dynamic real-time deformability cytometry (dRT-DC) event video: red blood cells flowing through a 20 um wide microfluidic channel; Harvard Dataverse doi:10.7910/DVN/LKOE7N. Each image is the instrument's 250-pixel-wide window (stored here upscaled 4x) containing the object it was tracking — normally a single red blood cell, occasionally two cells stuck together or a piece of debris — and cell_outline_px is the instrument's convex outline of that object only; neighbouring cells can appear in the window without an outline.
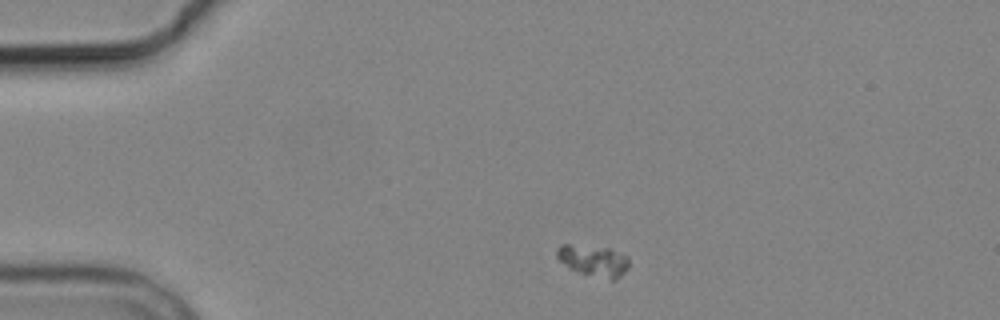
{"species": "common noctule bat (a hibernating species)", "species_latin": "Nyctalus noctula", "temperature_condition": "cold", "stored_images_in_passage": 6, "camera_frame_rate_fps": 3000, "um_per_image_px": 0.085, "animal": {"sex": "male", "body_mass_g": 19.2, "forearm_length_mm": 51.8}, "frame": {"image": 1, "passage_image": 1, "time_ms": 0.0, "image_size_px": [1000, 320], "cell_outline_px": [[628, 268], [616, 280], [612, 280], [580, 272], [568, 268], [556, 256], [556, 248], [560, 244], [568, 244], [608, 248], [628, 256]], "centroid_in_image_um": [50.43, 22.14], "position_along_channel_um": 34.6, "area_um2": 13.06}}
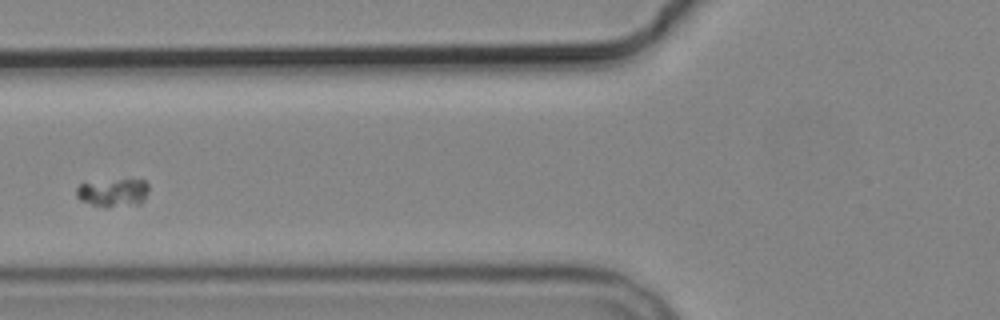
{"frame": {"image": 2, "passage_image": 4, "time_ms": 3.667, "image_size_px": [1000, 320], "cell_outline_px": [[148, 192], [144, 200], [140, 204], [92, 204], [80, 200], [76, 196], [76, 188], [80, 184], [120, 180], [144, 180], [148, 184]], "centroid_in_image_um": [9.64, 16.34], "position_along_channel_um": 116.2, "area_um2": 11.04}}
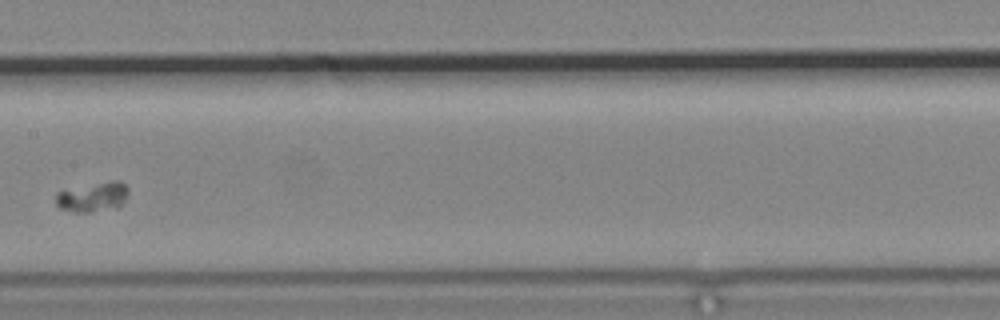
{"frame": {"image": 3, "passage_image": 6, "time_ms": 6.0, "image_size_px": [1000, 320], "cell_outline_px": [[128, 192], [124, 200], [116, 208], [88, 212], [72, 212], [60, 208], [56, 204], [56, 192], [112, 180], [120, 180], [128, 188]], "centroid_in_image_um": [7.89, 16.75], "position_along_channel_um": 199.5, "area_um2": 12.31}}